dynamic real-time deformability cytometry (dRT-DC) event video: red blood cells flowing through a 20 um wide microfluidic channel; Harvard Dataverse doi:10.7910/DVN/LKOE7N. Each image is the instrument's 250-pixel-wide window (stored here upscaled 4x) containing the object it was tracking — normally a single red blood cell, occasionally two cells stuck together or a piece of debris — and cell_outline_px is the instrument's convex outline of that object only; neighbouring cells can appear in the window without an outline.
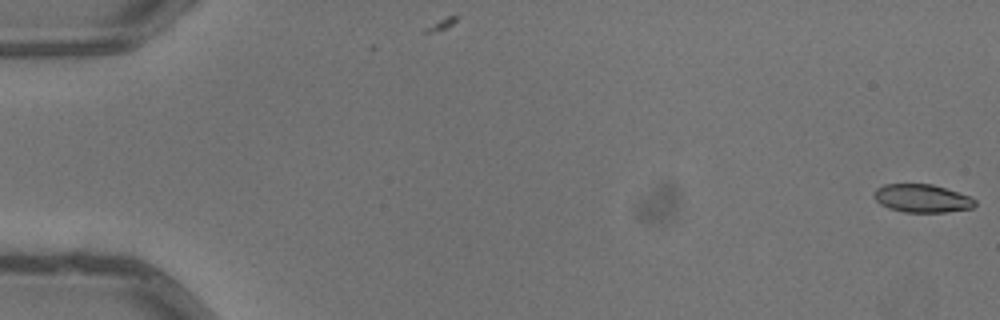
{"species": "common noctule bat (a hibernating species)", "species_latin": "Nyctalus noctula", "temperature_condition": "warm", "stored_images_in_passage": 6, "camera_frame_rate_fps": 3000, "um_per_image_px": 0.085, "animal": {"sex": "male", "body_mass_g": 13.3}, "frame": {"image": 1, "passage_image": 1, "time_ms": 0.0, "image_size_px": [1000, 320], "cell_outline_px": [[976, 204], [972, 208], [944, 212], [904, 212], [888, 208], [880, 204], [872, 196], [876, 188], [884, 184], [932, 184], [968, 196], [976, 200]], "centroid_in_image_um": [78.32, 16.86], "position_along_channel_um": 6.7, "area_um2": 16.47}}
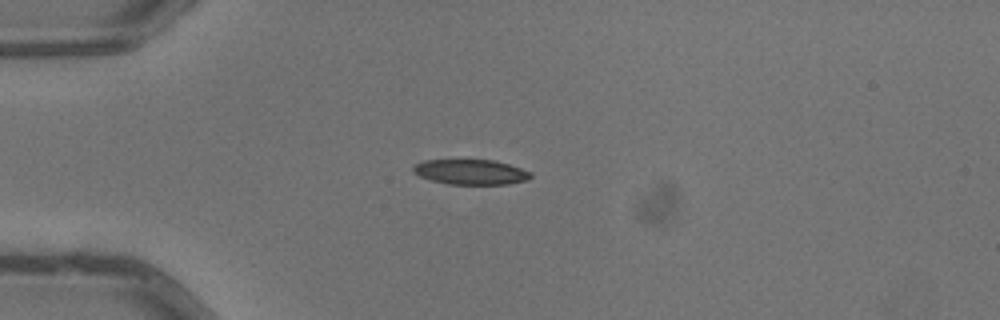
{"frame": {"image": 2, "passage_image": 5, "time_ms": 1.333, "image_size_px": [1000, 320], "cell_outline_px": [[532, 176], [528, 180], [508, 184], [448, 184], [432, 180], [420, 176], [412, 172], [412, 168], [416, 164], [424, 160], [492, 160], [508, 164], [532, 172]], "centroid_in_image_um": [40.02, 14.62], "position_along_channel_um": 45.0, "area_um2": 17.11}}